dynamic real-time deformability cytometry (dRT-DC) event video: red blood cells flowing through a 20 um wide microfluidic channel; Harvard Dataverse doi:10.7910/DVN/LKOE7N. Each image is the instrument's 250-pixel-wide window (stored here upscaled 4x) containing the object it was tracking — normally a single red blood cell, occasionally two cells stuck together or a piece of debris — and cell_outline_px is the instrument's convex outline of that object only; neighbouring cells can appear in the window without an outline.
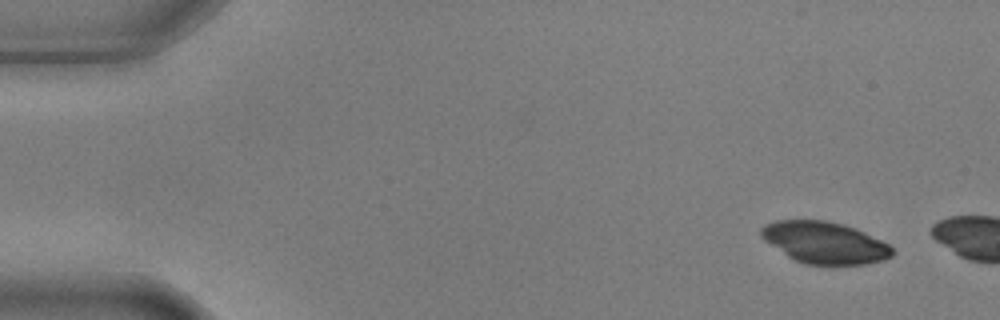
{"species": "common noctule bat (a hibernating species)", "species_latin": "Nyctalus noctula", "temperature_condition": "warm", "stored_images_in_passage": 3, "camera_frame_rate_fps": 3000, "um_per_image_px": 0.085, "animal": {"sex": "male", "body_mass_g": 17.9, "forearm_length_mm": 54.2}, "frame": {"image": 1, "passage_image": 1, "time_ms": 0.0, "image_size_px": [1000, 320], "cell_outline_px": [[896, 252], [892, 256], [884, 260], [868, 264], [804, 264], [788, 256], [764, 240], [760, 236], [760, 228], [764, 224], [776, 220], [824, 220], [844, 224], [856, 228], [888, 244]], "centroid_in_image_um": [70.1, 20.61], "position_along_channel_um": 14.9, "area_um2": 31.91}}